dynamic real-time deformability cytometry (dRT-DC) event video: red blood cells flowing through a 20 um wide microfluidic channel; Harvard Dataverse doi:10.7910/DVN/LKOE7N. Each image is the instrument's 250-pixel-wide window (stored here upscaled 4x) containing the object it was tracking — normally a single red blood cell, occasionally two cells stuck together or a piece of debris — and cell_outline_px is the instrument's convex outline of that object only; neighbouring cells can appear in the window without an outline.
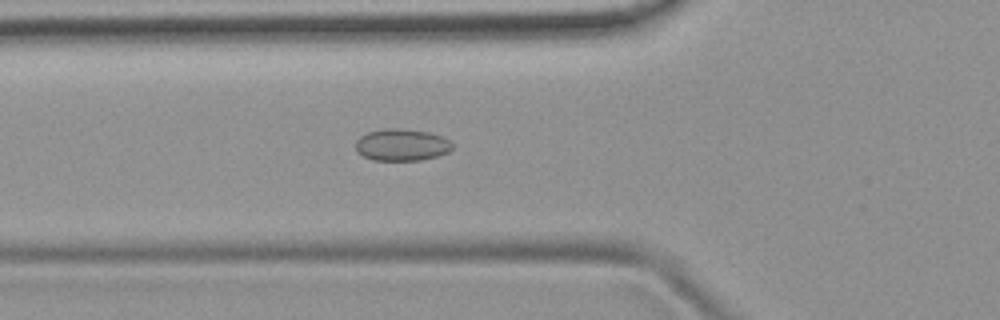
{"species": "common noctule bat (a hibernating species)", "species_latin": "Nyctalus noctula", "temperature_condition": "room temperature", "stored_images_in_passage": 47, "camera_frame_rate_fps": 3000, "um_per_image_px": 0.085, "animal": {"sex": "female", "body_mass_g": 19.9}, "frame": {"image": 1, "passage_image": 14, "time_ms": 4.333, "image_size_px": [1000, 320], "cell_outline_px": [[452, 148], [448, 152], [436, 156], [420, 160], [372, 160], [356, 152], [356, 140], [360, 136], [368, 132], [384, 128], [400, 128], [428, 132], [440, 136], [448, 140], [452, 144]], "centroid_in_image_um": [34.11, 12.31], "position_along_channel_um": 91.7, "area_um2": 17.92}}
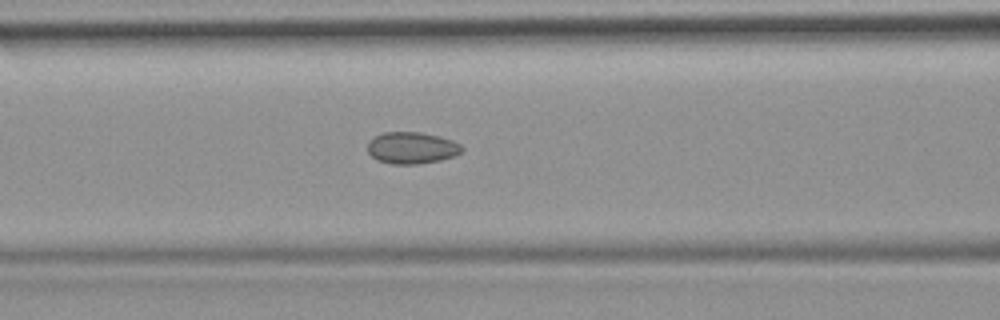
{"frame": {"image": 2, "passage_image": 17, "time_ms": 5.333, "image_size_px": [1000, 320], "cell_outline_px": [[464, 148], [456, 156], [440, 160], [416, 164], [392, 164], [376, 160], [368, 152], [368, 140], [384, 132], [420, 132], [440, 136], [452, 140], [460, 144]], "centroid_in_image_um": [35.0, 12.57], "position_along_channel_um": 131.6, "area_um2": 17.51}}
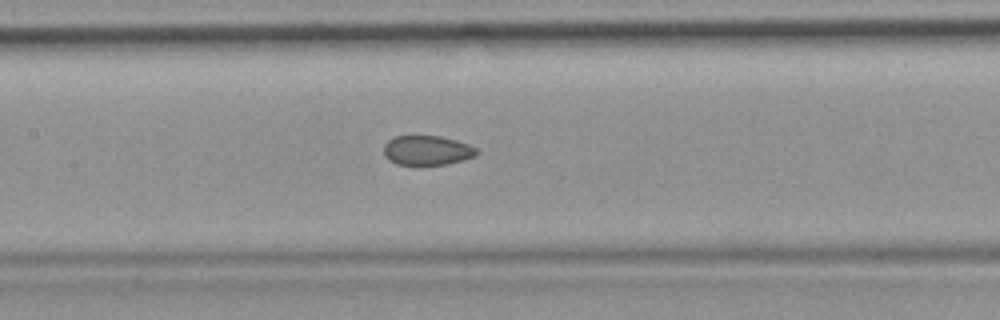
{"frame": {"image": 3, "passage_image": 20, "time_ms": 6.333, "image_size_px": [1000, 320], "cell_outline_px": [[480, 152], [476, 156], [464, 160], [448, 164], [396, 164], [388, 160], [384, 156], [384, 144], [388, 140], [396, 136], [440, 136], [456, 140], [468, 144], [476, 148]], "centroid_in_image_um": [36.32, 12.78], "position_along_channel_um": 171.1, "area_um2": 16.07}, "authors_computed_cell_mechanics": {"area_um2": 17.34, "velocity_mm_per_s": 3.9502, "shape_relaxation_time_tau1_ms": null, "shape_relaxation_time_tau2_ms": 1.49, "deformation_change_tau1": null, "deformation_change_tau2": 0.0526}}